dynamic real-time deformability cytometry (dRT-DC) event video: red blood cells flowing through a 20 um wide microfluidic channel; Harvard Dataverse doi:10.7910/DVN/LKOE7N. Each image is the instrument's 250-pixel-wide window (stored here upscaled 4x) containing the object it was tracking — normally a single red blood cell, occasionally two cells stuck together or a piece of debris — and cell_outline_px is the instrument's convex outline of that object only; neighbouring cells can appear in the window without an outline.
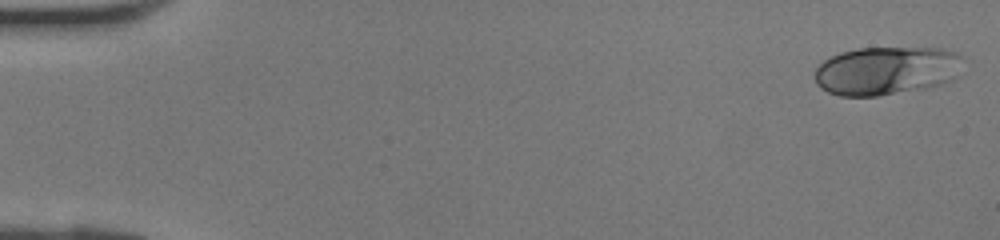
{"species": "human", "species_latin": "Homo sapiens", "temperature_condition": "room temperature", "stored_images_in_passage": 41, "camera_frame_rate_fps": 3000, "um_per_image_px": 0.085, "donor": {"sex": "female"}, "frame": {"image": 1, "passage_image": 1, "time_ms": 0.0, "image_size_px": [1000, 240], "cell_outline_px": [[960, 56], [956, 80], [928, 88], [876, 96], [840, 96], [828, 92], [820, 88], [816, 84], [816, 68], [824, 60], [840, 52], [856, 48], [940, 48], [956, 52]], "centroid_in_image_um": [75.33, 6.01], "position_along_channel_um": 9.7, "area_um2": 41.91}}
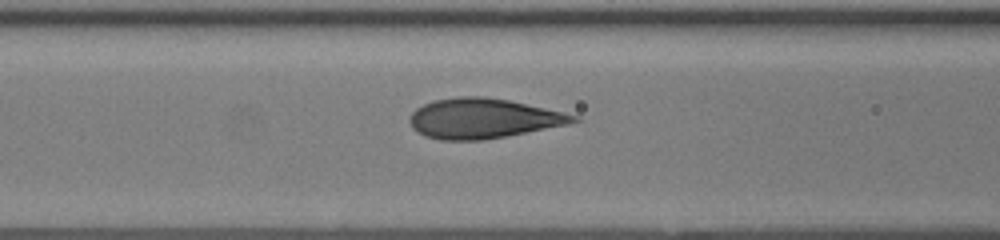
{"frame": {"image": 2, "passage_image": 17, "time_ms": 5.333, "image_size_px": [1000, 240], "cell_outline_px": [[580, 120], [568, 124], [484, 140], [440, 140], [424, 136], [416, 132], [412, 128], [408, 120], [412, 112], [416, 108], [424, 104], [436, 100], [460, 96], [484, 96], [508, 100], [580, 116]], "centroid_in_image_um": [41.02, 10.07], "position_along_channel_um": 125.6, "area_um2": 37.92}}
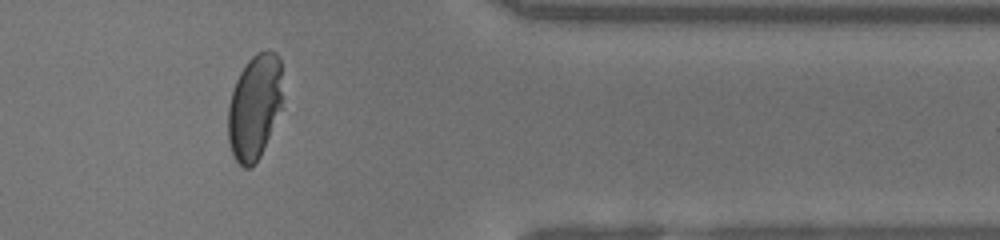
{"frame": {"image": 3, "passage_image": 34, "time_ms": 11.0, "image_size_px": [1000, 240], "cell_outline_px": [[284, 108], [260, 156], [252, 168], [244, 168], [232, 156], [228, 140], [228, 108], [232, 92], [236, 80], [240, 72], [248, 60], [256, 52], [268, 48], [276, 52], [280, 60]], "centroid_in_image_um": [21.68, 9.08], "position_along_channel_um": 389.7, "area_um2": 34.39}}